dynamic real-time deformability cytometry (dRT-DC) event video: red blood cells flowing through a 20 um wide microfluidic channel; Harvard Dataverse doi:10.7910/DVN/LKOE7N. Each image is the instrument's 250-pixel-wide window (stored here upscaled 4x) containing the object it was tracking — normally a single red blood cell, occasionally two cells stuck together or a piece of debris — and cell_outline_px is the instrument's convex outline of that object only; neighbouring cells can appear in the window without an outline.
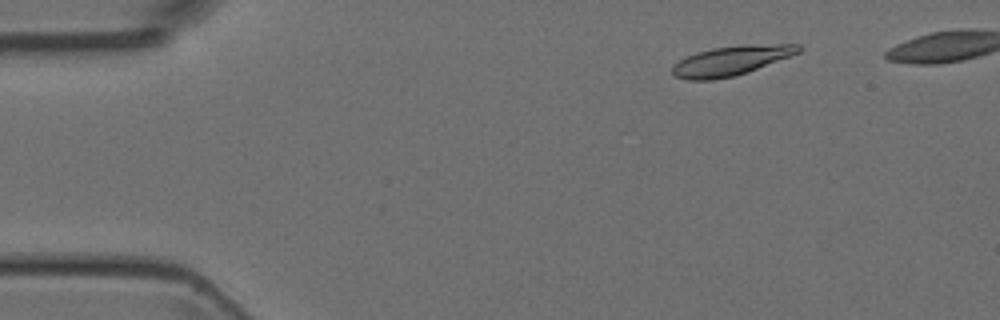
{"species": "Egyptian fruit bat (a non-hibernating species)", "species_latin": "Rousettus aegyptiacus", "temperature_condition": "room temperature", "stored_images_in_passage": 5, "camera_frame_rate_fps": 3000, "um_per_image_px": 0.085, "animal": {"sex": "female"}, "frame": {"image": 1, "passage_image": 3, "time_ms": 2.0, "image_size_px": [1000, 320], "cell_outline_px": [[804, 48], [800, 52], [736, 76], [712, 80], [688, 80], [672, 76], [672, 64], [696, 52], [712, 48], [740, 44], [800, 44]], "centroid_in_image_um": [62.12, 5.15], "position_along_channel_um": 22.9, "area_um2": 21.91}}